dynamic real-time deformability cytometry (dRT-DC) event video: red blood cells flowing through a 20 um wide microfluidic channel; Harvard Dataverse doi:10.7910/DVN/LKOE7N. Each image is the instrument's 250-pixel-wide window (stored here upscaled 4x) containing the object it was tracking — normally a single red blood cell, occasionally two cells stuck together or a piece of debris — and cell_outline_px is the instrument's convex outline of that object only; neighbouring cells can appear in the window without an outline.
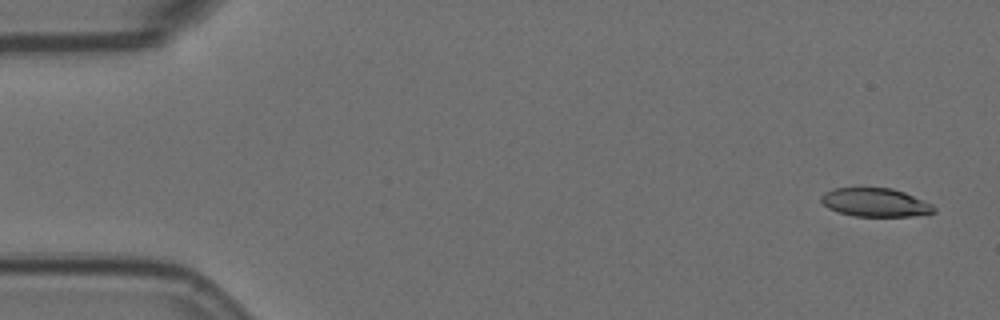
{"species": "Egyptian fruit bat (a non-hibernating species)", "species_latin": "Rousettus aegyptiacus", "temperature_condition": "room temperature", "stored_images_in_passage": 3, "camera_frame_rate_fps": 3000, "um_per_image_px": 0.085, "animal": {"sex": "female"}, "frame": {"image": 1, "passage_image": 1, "time_ms": 0.0, "image_size_px": [1000, 320], "cell_outline_px": [[936, 212], [912, 216], [856, 216], [836, 212], [828, 208], [820, 200], [820, 196], [824, 192], [832, 188], [892, 188], [904, 192], [932, 204], [936, 208]], "centroid_in_image_um": [74.37, 17.21], "position_along_channel_um": 10.6, "area_um2": 18.79}}